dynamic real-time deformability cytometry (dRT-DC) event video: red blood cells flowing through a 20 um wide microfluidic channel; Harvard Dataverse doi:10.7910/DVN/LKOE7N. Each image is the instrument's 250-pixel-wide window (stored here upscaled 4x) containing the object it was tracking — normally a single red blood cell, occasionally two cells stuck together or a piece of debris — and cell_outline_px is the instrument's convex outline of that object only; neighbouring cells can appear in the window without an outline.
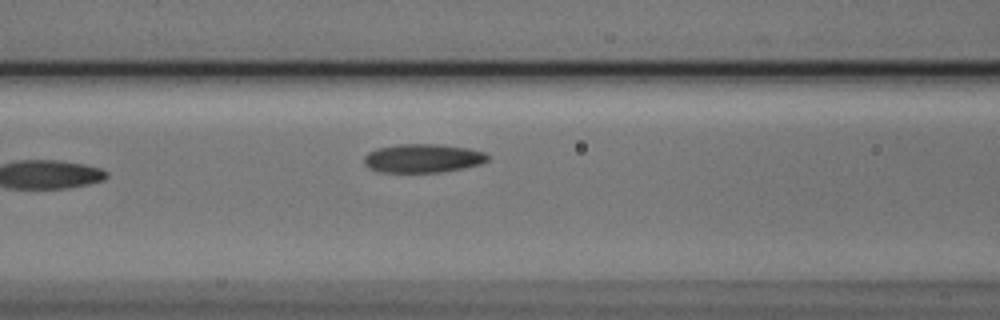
{"species": "Egyptian fruit bat (a non-hibernating species)", "species_latin": "Rousettus aegyptiacus", "temperature_condition": "cold", "stored_images_in_passage": 5, "segment_of_instrument_passage": [1, 2], "camera_frame_rate_fps": 3000, "um_per_image_px": 0.085, "animal": {"sex": "male"}, "frame": {"image": 1, "passage_image": 4, "time_ms": 1.0, "image_size_px": [1000, 320], "cell_outline_px": [[488, 160], [480, 164], [464, 168], [444, 172], [376, 172], [368, 168], [364, 164], [364, 156], [368, 152], [376, 148], [400, 144], [436, 144], [468, 148], [484, 152], [488, 156]], "centroid_in_image_um": [35.9, 13.46], "position_along_channel_um": 130.7, "area_um2": 20.81}}